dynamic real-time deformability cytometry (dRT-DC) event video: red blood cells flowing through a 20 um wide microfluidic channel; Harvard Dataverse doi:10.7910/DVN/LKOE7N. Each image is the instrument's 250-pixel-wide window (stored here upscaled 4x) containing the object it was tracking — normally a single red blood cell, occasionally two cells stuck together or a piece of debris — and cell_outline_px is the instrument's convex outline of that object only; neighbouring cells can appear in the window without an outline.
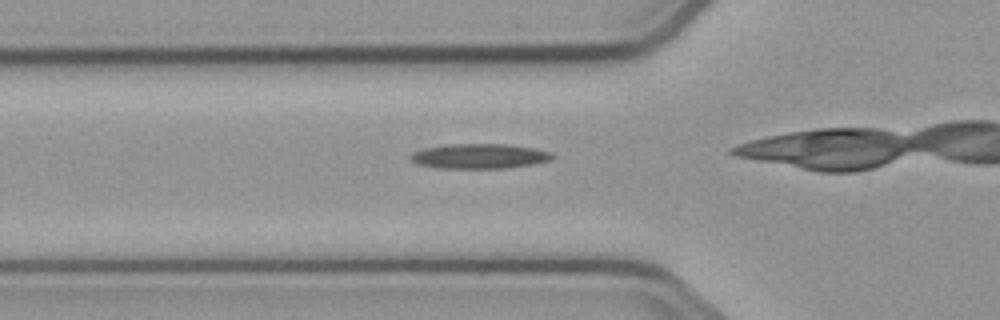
{"species": "common noctule bat (a hibernating species)", "species_latin": "Nyctalus noctula", "temperature_condition": "cold", "stored_images_in_passage": 11, "camera_frame_rate_fps": 3000, "um_per_image_px": 0.085, "animal": {"sex": "male", "body_mass_g": 23.1, "forearm_length_mm": 52.7}, "frame": {"image": 1, "passage_image": 7, "time_ms": 8.667, "image_size_px": [1000, 320], "cell_outline_px": [[556, 156], [548, 160], [532, 164], [508, 168], [440, 168], [420, 164], [412, 160], [412, 152], [424, 148], [448, 144], [508, 144], [532, 148], [552, 152]], "centroid_in_image_um": [40.78, 13.27], "position_along_channel_um": 85.0, "area_um2": 20.35}}